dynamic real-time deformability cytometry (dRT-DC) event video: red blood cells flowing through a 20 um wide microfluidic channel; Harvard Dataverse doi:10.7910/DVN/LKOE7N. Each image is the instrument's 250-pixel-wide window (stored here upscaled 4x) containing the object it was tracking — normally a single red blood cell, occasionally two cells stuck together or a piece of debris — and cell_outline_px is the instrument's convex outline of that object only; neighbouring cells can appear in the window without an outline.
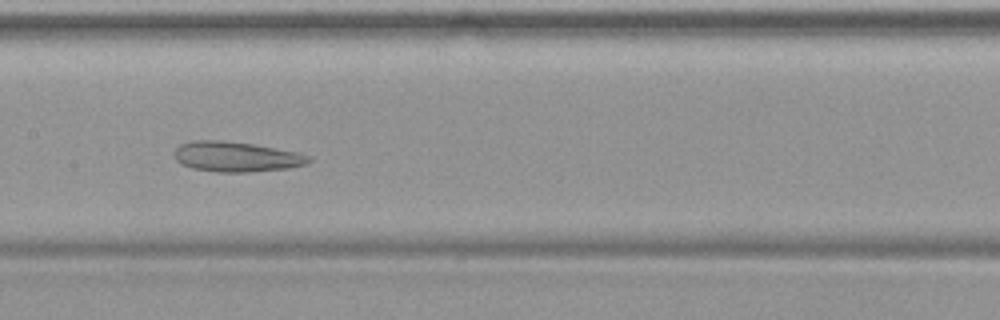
{"species": "common noctule bat (a hibernating species)", "species_latin": "Nyctalus noctula", "temperature_condition": "warm", "stored_images_in_passage": 40, "camera_frame_rate_fps": 3000, "um_per_image_px": 0.085, "animal": {"sex": "female", "body_mass_g": 19.9}, "frame": {"image": 1, "passage_image": 24, "time_ms": 7.667, "image_size_px": [1000, 320], "cell_outline_px": [[312, 160], [308, 164], [288, 168], [248, 172], [216, 172], [192, 168], [180, 164], [176, 160], [176, 148], [180, 144], [192, 140], [224, 140], [256, 144], [300, 152], [312, 156]], "centroid_in_image_um": [20.14, 13.31], "position_along_channel_um": 187.3, "area_um2": 23.99}}
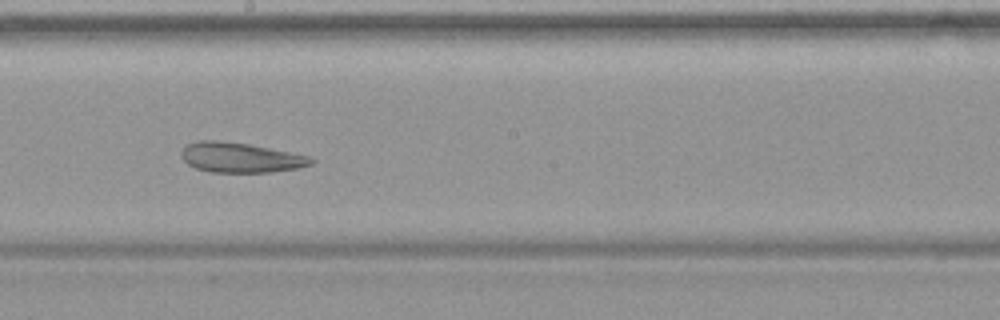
{"frame": {"image": 2, "passage_image": 27, "time_ms": 8.667, "image_size_px": [1000, 320], "cell_outline_px": [[316, 160], [312, 164], [300, 168], [272, 172], [208, 172], [196, 168], [188, 164], [180, 156], [180, 152], [188, 144], [200, 140], [216, 140], [248, 144], [312, 156]], "centroid_in_image_um": [20.48, 13.4], "position_along_channel_um": 227.7, "area_um2": 22.77}}
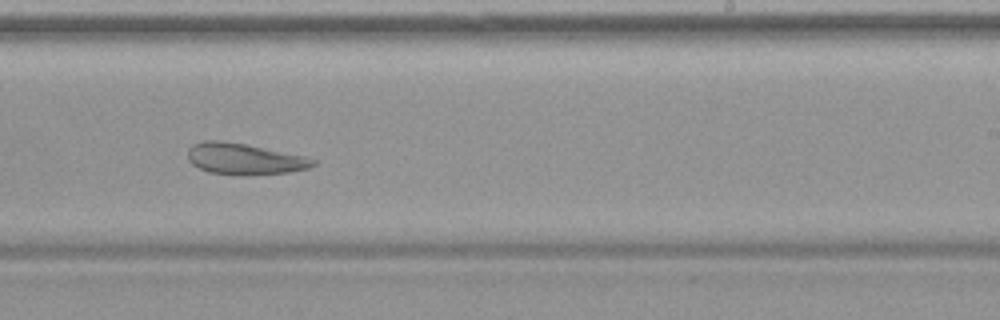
{"frame": {"image": 3, "passage_image": 30, "time_ms": 9.667, "image_size_px": [1000, 320], "cell_outline_px": [[316, 164], [308, 168], [288, 172], [208, 172], [192, 164], [188, 160], [188, 148], [192, 144], [204, 140], [220, 140], [248, 144], [304, 156], [316, 160]], "centroid_in_image_um": [20.73, 13.44], "position_along_channel_um": 268.3, "area_um2": 21.85}}